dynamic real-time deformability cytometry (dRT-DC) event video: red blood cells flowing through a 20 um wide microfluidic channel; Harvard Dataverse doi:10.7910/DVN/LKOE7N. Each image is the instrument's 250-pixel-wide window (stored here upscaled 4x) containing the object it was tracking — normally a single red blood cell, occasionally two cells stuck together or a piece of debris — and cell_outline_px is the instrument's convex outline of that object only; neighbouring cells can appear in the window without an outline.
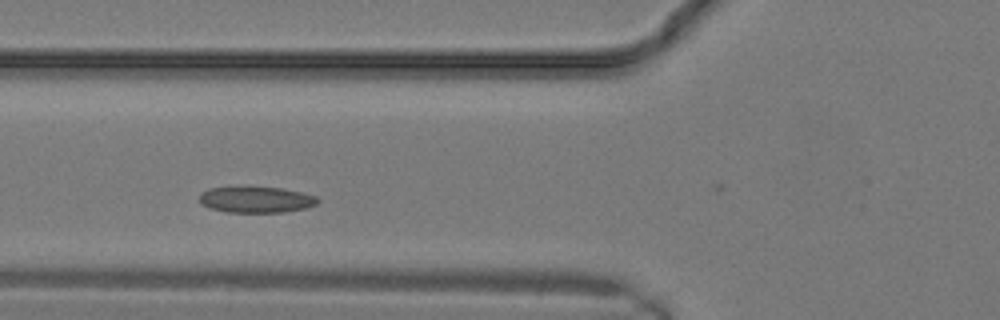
{"species": "common noctule bat (a hibernating species)", "species_latin": "Nyctalus noctula", "temperature_condition": "warm", "stored_images_in_passage": 8, "camera_frame_rate_fps": 3000, "um_per_image_px": 0.085, "animal": {"sex": "male", "body_mass_g": 19.2, "forearm_length_mm": 51.8}, "frame": {"image": 1, "passage_image": 2, "time_ms": 0.333, "image_size_px": [1000, 320], "cell_outline_px": [[320, 200], [316, 204], [304, 208], [284, 212], [224, 212], [200, 204], [200, 192], [208, 188], [236, 184], [248, 184], [284, 188], [316, 196]], "centroid_in_image_um": [21.7, 16.9], "position_along_channel_um": 104.1, "area_um2": 18.96}}
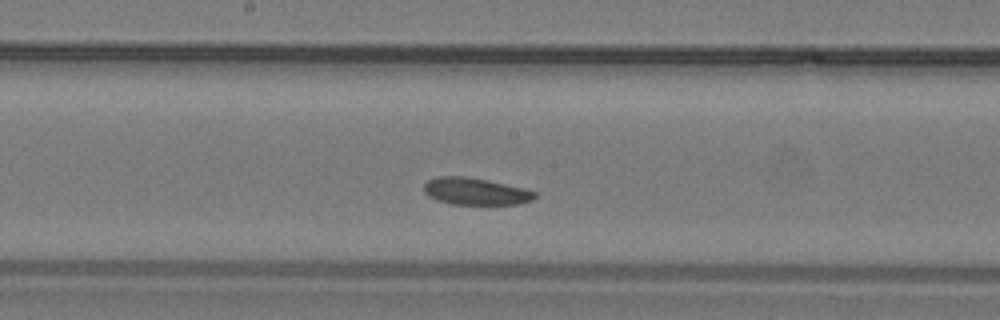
{"frame": {"image": 2, "passage_image": 6, "time_ms": 1.667, "image_size_px": [1000, 320], "cell_outline_px": [[536, 196], [532, 200], [520, 204], [452, 204], [436, 200], [428, 196], [424, 192], [424, 184], [428, 180], [436, 176], [464, 176], [488, 180], [524, 188], [536, 192]], "centroid_in_image_um": [40.4, 16.26], "position_along_channel_um": 207.8, "area_um2": 17.51}}
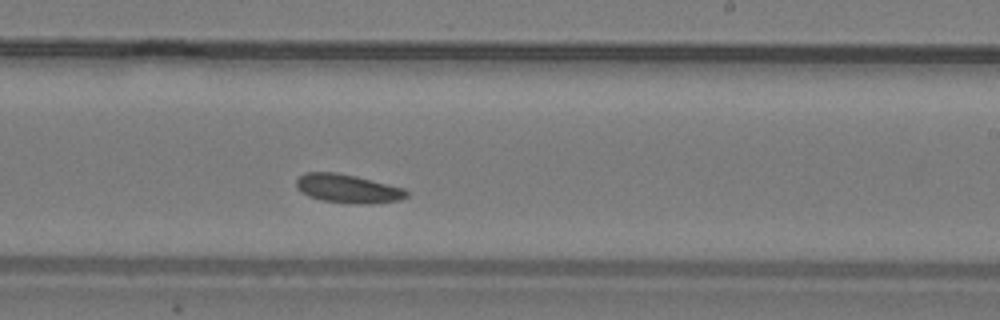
{"frame": {"image": 3, "passage_image": 8, "time_ms": 2.333, "image_size_px": [1000, 320], "cell_outline_px": [[408, 196], [400, 200], [368, 204], [352, 204], [320, 200], [308, 196], [300, 192], [296, 188], [296, 180], [304, 172], [336, 172], [356, 176], [404, 188], [408, 192]], "centroid_in_image_um": [29.53, 16.04], "position_along_channel_um": 259.5, "area_um2": 18.61}}